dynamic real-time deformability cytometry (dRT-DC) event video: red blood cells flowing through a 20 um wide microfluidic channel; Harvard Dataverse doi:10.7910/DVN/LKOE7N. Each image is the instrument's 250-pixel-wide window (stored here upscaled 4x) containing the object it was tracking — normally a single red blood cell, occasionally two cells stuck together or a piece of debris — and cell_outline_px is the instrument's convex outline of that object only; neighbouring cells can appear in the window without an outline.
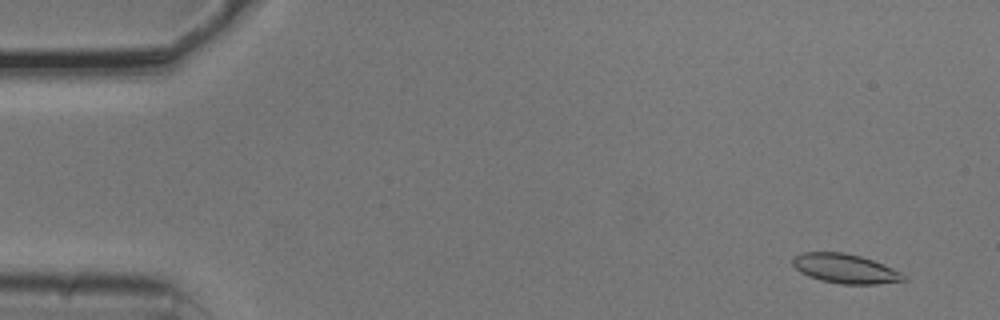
{"species": "common noctule bat (a hibernating species)", "species_latin": "Nyctalus noctula", "temperature_condition": "cold", "stored_images_in_passage": 53, "camera_frame_rate_fps": 3000, "um_per_image_px": 0.085, "animal": {"sex": "male", "body_mass_g": 20.5, "forearm_length_mm": 52.5}, "frame": {"image": 1, "passage_image": 4, "time_ms": 1.0, "image_size_px": [1000, 320], "cell_outline_px": [[908, 280], [876, 284], [840, 284], [820, 280], [808, 276], [800, 272], [792, 264], [792, 256], [804, 252], [844, 252], [860, 256], [872, 260], [892, 268], [908, 276]], "centroid_in_image_um": [71.83, 22.83], "position_along_channel_um": 13.2, "area_um2": 19.07}}
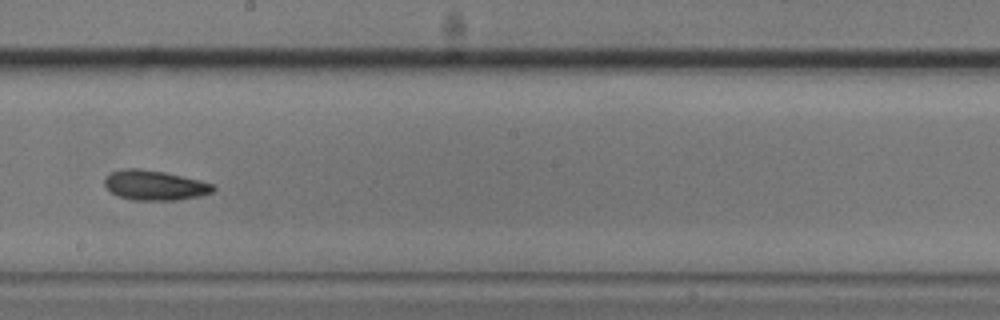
{"frame": {"image": 2, "passage_image": 31, "time_ms": 10.0, "image_size_px": [1000, 320], "cell_outline_px": [[216, 188], [212, 192], [200, 196], [176, 200], [132, 200], [116, 196], [104, 184], [104, 180], [112, 172], [124, 168], [140, 168], [164, 172], [200, 180], [216, 184]], "centroid_in_image_um": [13.18, 15.75], "position_along_channel_um": 235.0, "area_um2": 18.96}}
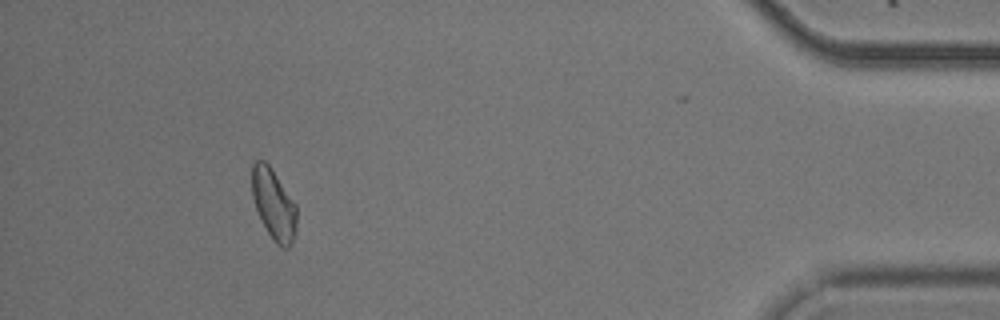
{"frame": {"image": 3, "passage_image": 50, "time_ms": 16.333, "image_size_px": [1000, 320], "cell_outline_px": [[296, 232], [292, 244], [288, 248], [284, 248], [276, 244], [260, 220], [252, 196], [252, 160], [264, 160], [268, 164], [296, 204]], "centroid_in_image_um": [23.26, 17.38], "position_along_channel_um": 411.9, "area_um2": 18.44}}